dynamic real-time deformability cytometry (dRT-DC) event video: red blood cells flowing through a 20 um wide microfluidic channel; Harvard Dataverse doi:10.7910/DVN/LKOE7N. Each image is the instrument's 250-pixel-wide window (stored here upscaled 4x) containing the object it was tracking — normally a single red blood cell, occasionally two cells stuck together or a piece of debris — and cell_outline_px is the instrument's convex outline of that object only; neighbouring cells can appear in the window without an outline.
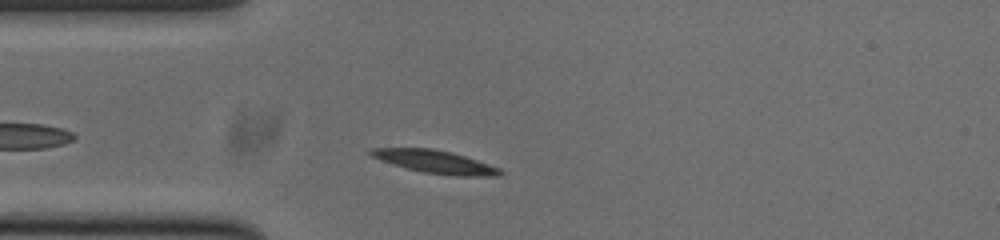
{"species": "common noctule bat (a hibernating species)", "species_latin": "Nyctalus noctula", "temperature_condition": "cold", "stored_images_in_passage": 46, "camera_frame_rate_fps": 3000, "um_per_image_px": 0.085, "animal": {"sex": "male", "body_mass_g": 20.0, "forearm_length_mm": 53.3}, "frame": {"image": 1, "passage_image": 5, "time_ms": 1.333, "image_size_px": [1000, 240], "cell_outline_px": [[504, 172], [500, 176], [456, 176], [424, 172], [408, 168], [372, 156], [368, 152], [368, 148], [432, 148], [452, 152], [500, 168]], "centroid_in_image_um": [37.04, 13.75], "position_along_channel_um": 48.0, "area_um2": 16.94}}
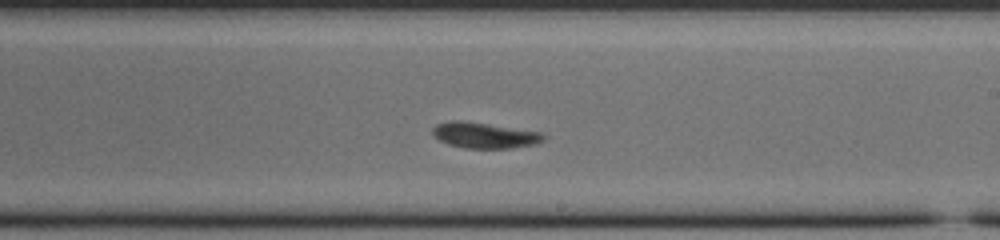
{"frame": {"image": 2, "passage_image": 22, "time_ms": 7.0, "image_size_px": [1000, 240], "cell_outline_px": [[548, 136], [544, 140], [536, 144], [512, 148], [464, 148], [448, 144], [432, 136], [432, 128], [436, 124], [448, 120], [460, 120], [544, 132]], "centroid_in_image_um": [41.2, 11.49], "position_along_channel_um": 247.8, "area_um2": 16.94}}
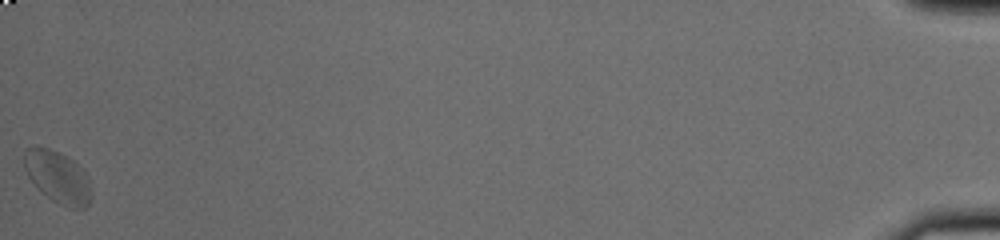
{"frame": {"image": 3, "passage_image": 46, "time_ms": 15.0, "image_size_px": [1000, 240], "cell_outline_px": [[92, 196], [88, 204], [84, 208], [72, 208], [60, 204], [52, 200], [36, 188], [28, 176], [24, 168], [24, 152], [28, 148], [48, 148], [68, 156], [88, 176]], "centroid_in_image_um": [4.91, 15.07], "position_along_channel_um": 430.3, "area_um2": 20.17}, "authors_computed_cell_mechanics": {"area_um2": 16.9354, "velocity_mm_per_s": 3.6673, "shape_relaxation_time_tau1_ms": 4.4159, "shape_relaxation_time_tau2_ms": 3.0175, "deformation_change_tau1": 0.1475, "deformation_change_tau2": 0.0409}}